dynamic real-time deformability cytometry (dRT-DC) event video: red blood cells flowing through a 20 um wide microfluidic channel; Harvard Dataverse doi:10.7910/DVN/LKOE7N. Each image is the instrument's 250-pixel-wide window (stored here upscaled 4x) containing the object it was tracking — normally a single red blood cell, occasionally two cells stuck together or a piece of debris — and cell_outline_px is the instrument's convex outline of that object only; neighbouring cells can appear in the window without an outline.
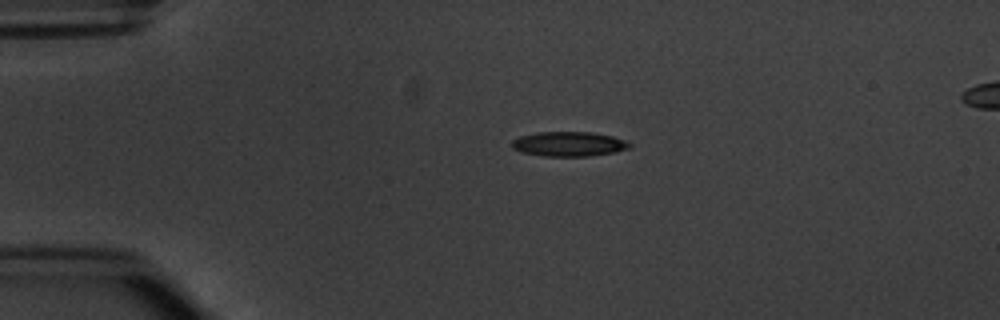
{"species": "common noctule bat (a hibernating species)", "species_latin": "Nyctalus noctula", "temperature_condition": "warm", "stored_images_in_passage": 3, "segment_of_instrument_passage": [1, 2], "camera_frame_rate_fps": 3000, "um_per_image_px": 0.085, "animal": {"sex": "male", "body_mass_g": 20.1, "forearm_length_mm": 53.5}, "frame": {"image": 1, "passage_image": 1, "time_ms": 0.0, "image_size_px": [1000, 320], "cell_outline_px": [[632, 148], [616, 152], [588, 156], [544, 156], [524, 152], [512, 148], [512, 140], [520, 136], [540, 132], [592, 132], [612, 136], [624, 140], [632, 144]], "centroid_in_image_um": [48.4, 12.24], "position_along_channel_um": 36.6, "area_um2": 16.88}}